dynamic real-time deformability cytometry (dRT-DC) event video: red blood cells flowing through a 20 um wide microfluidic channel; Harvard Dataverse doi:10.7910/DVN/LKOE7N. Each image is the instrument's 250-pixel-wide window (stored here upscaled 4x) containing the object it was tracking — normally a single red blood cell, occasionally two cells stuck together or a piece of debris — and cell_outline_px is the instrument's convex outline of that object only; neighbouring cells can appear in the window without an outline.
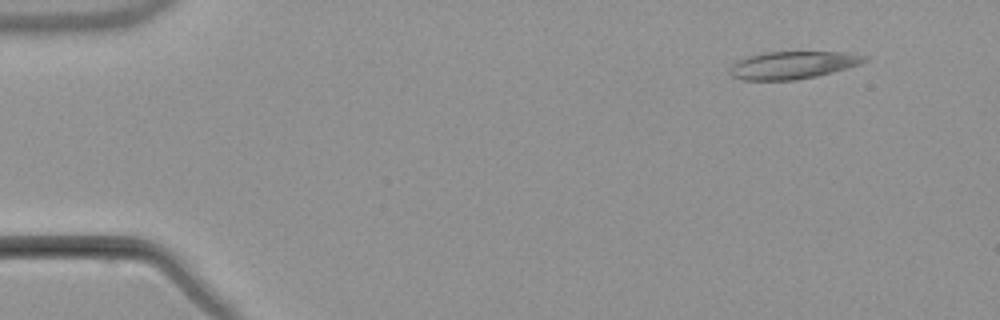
{"species": "common noctule bat (a hibernating species)", "species_latin": "Nyctalus noctula", "temperature_condition": "warm", "stored_images_in_passage": 5, "camera_frame_rate_fps": 3000, "um_per_image_px": 0.085, "animal": {"sex": "male", "body_mass_g": 21.5, "forearm_length_mm": 52.0}, "frame": {"image": 1, "passage_image": 2, "time_ms": 1.333, "image_size_px": [1000, 320], "cell_outline_px": [[868, 60], [860, 64], [832, 72], [816, 76], [796, 80], [744, 80], [732, 76], [728, 72], [728, 68], [732, 64], [748, 56], [764, 52], [848, 52], [868, 56]], "centroid_in_image_um": [67.38, 5.53], "position_along_channel_um": 17.6, "area_um2": 21.68}}
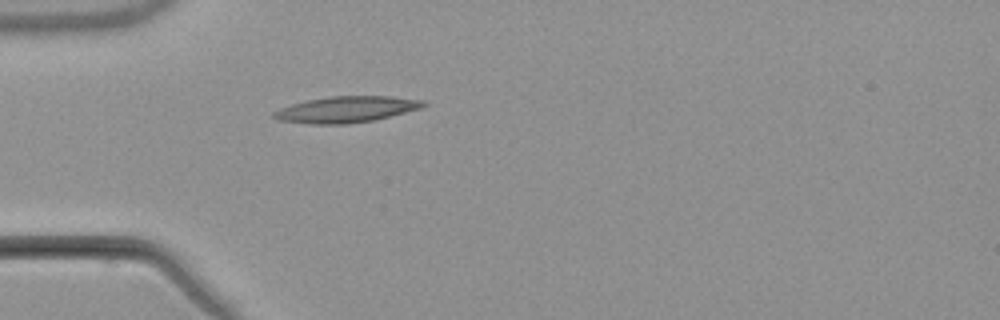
{"frame": {"image": 2, "passage_image": 5, "time_ms": 5.0, "image_size_px": [1000, 320], "cell_outline_px": [[428, 104], [420, 108], [372, 120], [348, 124], [312, 124], [276, 120], [272, 116], [272, 112], [280, 108], [292, 104], [308, 100], [328, 96], [388, 96], [424, 100]], "centroid_in_image_um": [29.39, 9.3], "position_along_channel_um": 55.6, "area_um2": 22.66}}